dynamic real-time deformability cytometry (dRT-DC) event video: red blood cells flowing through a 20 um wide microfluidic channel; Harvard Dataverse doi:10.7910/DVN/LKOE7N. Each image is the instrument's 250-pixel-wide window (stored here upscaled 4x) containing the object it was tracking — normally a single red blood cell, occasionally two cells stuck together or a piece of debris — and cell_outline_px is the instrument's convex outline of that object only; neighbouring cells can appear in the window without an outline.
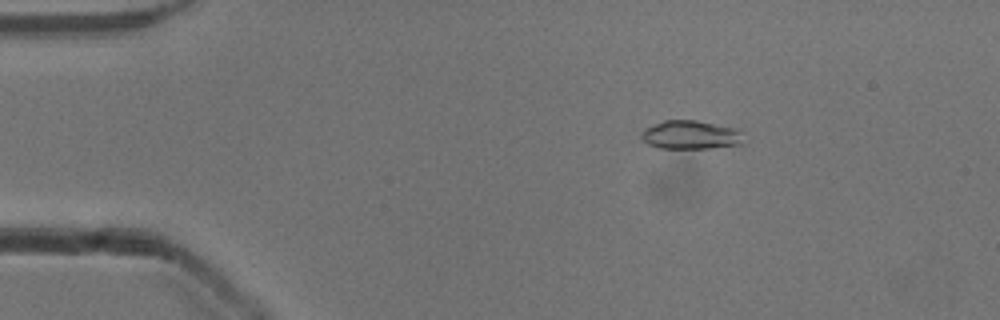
{"species": "common noctule bat (a hibernating species)", "species_latin": "Nyctalus noctula", "temperature_condition": "cold", "stored_images_in_passage": 4, "camera_frame_rate_fps": 3000, "um_per_image_px": 0.085, "animal": {"sex": "male", "body_mass_g": 13.3}, "frame": {"image": 1, "passage_image": 2, "time_ms": 0.333, "image_size_px": [1000, 320], "cell_outline_px": [[744, 144], [712, 148], [660, 148], [648, 144], [640, 136], [640, 132], [644, 128], [664, 120], [696, 120], [736, 128], [740, 132]], "centroid_in_image_um": [58.69, 11.46], "position_along_channel_um": 26.3, "area_um2": 17.11}}
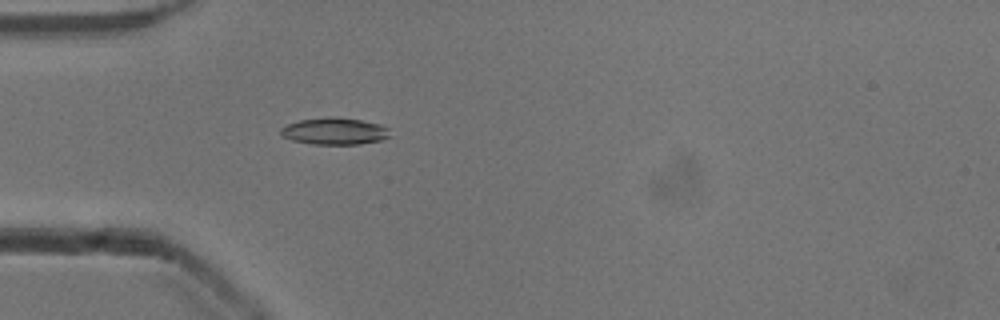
{"frame": {"image": 2, "passage_image": 4, "time_ms": 1.0, "image_size_px": [1000, 320], "cell_outline_px": [[392, 136], [380, 140], [360, 144], [312, 144], [292, 140], [280, 136], [280, 128], [288, 124], [300, 120], [328, 116], [336, 116], [360, 120], [380, 124], [388, 128]], "centroid_in_image_um": [28.43, 11.14], "position_along_channel_um": 56.6, "area_um2": 17.28}}